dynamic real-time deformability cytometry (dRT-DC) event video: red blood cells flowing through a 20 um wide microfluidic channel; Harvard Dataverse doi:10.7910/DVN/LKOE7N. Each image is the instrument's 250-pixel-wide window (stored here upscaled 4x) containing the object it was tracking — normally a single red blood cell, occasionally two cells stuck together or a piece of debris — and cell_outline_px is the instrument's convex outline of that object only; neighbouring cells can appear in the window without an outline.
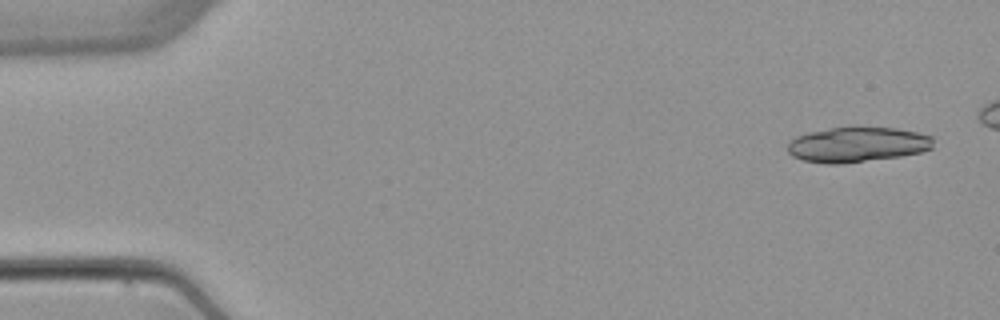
{"species": "common noctule bat (a hibernating species)", "species_latin": "Nyctalus noctula", "temperature_condition": "warm", "stored_images_in_passage": 5, "camera_frame_rate_fps": 3000, "um_per_image_px": 0.085, "animal": {"sex": "female", "body_mass_g": 22.7, "forearm_length_mm": 54.2}, "frame": {"image": 1, "passage_image": 1, "time_ms": 0.0, "image_size_px": [1000, 320], "cell_outline_px": [[932, 148], [920, 152], [900, 156], [840, 164], [824, 164], [804, 160], [792, 156], [788, 152], [788, 140], [796, 136], [808, 132], [828, 128], [852, 124], [896, 128], [916, 132], [932, 136]], "centroid_in_image_um": [72.83, 12.25], "position_along_channel_um": 12.2, "area_um2": 30.58}}
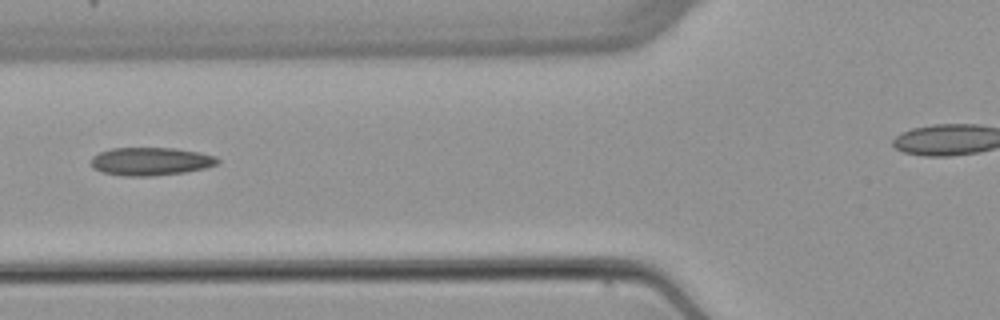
{"frame": {"image": 2, "passage_image": 5, "time_ms": 6.0, "image_size_px": [1000, 320], "cell_outline_px": [[220, 160], [216, 164], [204, 168], [184, 172], [152, 176], [124, 176], [100, 172], [92, 168], [92, 156], [100, 152], [112, 148], [176, 148], [200, 152], [216, 156]], "centroid_in_image_um": [12.79, 13.71], "position_along_channel_um": 113.0, "area_um2": 20.75}}